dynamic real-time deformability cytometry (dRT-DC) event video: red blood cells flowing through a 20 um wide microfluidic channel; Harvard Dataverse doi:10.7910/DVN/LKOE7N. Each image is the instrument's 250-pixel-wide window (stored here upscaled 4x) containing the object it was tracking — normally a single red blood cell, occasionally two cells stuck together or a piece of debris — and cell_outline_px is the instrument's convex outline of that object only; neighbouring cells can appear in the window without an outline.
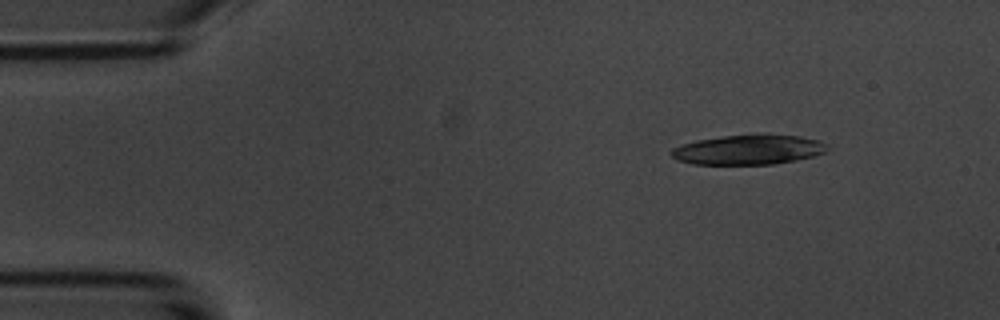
{"species": "common noctule bat (a hibernating species)", "species_latin": "Nyctalus noctula", "temperature_condition": "room temperature", "stored_images_in_passage": 6, "segment_of_instrument_passage": [1, 2], "camera_frame_rate_fps": 3000, "um_per_image_px": 0.085, "animal": {"sex": "male", "body_mass_g": 20.1, "forearm_length_mm": 53.5}, "frame": {"image": 1, "passage_image": 2, "time_ms": 2.0, "image_size_px": [1000, 320], "cell_outline_px": [[828, 148], [824, 152], [812, 156], [796, 160], [772, 164], [692, 164], [676, 160], [672, 156], [672, 148], [696, 140], [752, 132], [764, 132], [800, 136], [820, 140], [828, 144]], "centroid_in_image_um": [63.66, 12.69], "position_along_channel_um": 21.3, "area_um2": 27.69}}